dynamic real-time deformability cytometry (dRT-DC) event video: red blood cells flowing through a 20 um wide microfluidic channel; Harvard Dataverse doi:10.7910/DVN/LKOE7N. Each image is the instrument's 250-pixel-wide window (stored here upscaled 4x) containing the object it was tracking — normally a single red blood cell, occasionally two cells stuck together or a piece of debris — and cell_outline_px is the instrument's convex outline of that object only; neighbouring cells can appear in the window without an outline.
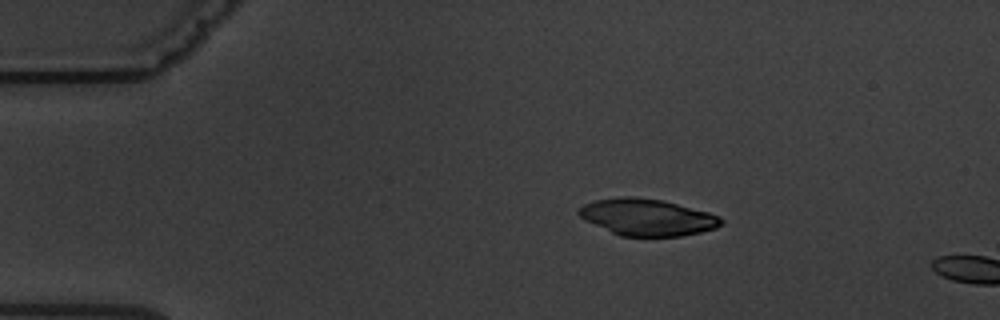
{"species": "common noctule bat (a hibernating species)", "species_latin": "Nyctalus noctula", "temperature_condition": "warm", "stored_images_in_passage": 2, "camera_frame_rate_fps": 3000, "um_per_image_px": 0.085, "animal": {"sex": "male", "body_mass_g": 19.5, "forearm_length_mm": 54.6}, "frame": {"image": 1, "passage_image": 1, "time_ms": 0.0, "image_size_px": [1000, 320], "cell_outline_px": [[724, 224], [716, 228], [700, 232], [680, 236], [620, 236], [584, 220], [576, 212], [584, 204], [596, 200], [620, 196], [632, 196], [664, 200], [708, 212], [720, 216], [724, 220]], "centroid_in_image_um": [55.03, 18.46], "position_along_channel_um": 30.0, "area_um2": 30.58}}